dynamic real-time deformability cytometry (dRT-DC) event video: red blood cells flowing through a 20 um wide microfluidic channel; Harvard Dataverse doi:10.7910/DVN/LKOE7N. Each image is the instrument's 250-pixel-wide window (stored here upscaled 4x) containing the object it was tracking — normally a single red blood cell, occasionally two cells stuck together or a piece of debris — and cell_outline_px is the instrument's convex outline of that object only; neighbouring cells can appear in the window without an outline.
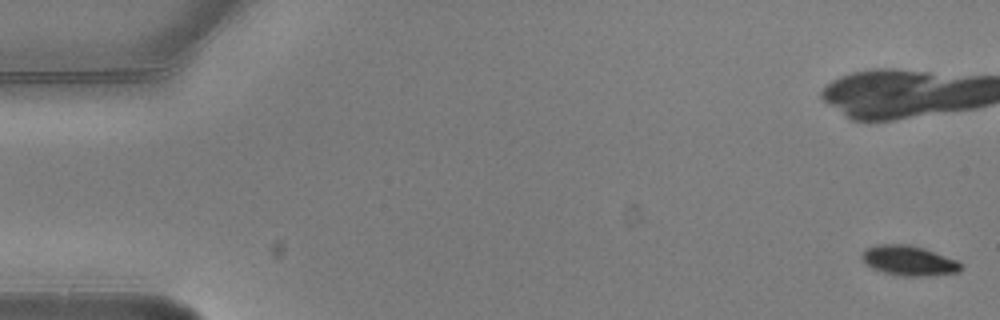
{"species": "common noctule bat (a hibernating species)", "species_latin": "Nyctalus noctula", "temperature_condition": "warm", "stored_images_in_passage": 7, "camera_frame_rate_fps": 3000, "um_per_image_px": 0.085, "animal": {"sex": "male", "body_mass_g": 20.5, "forearm_length_mm": 52.5}, "frame": {"image": 1, "passage_image": 1, "time_ms": 0.0, "image_size_px": [1000, 320], "cell_outline_px": [[964, 268], [960, 272], [928, 276], [900, 276], [884, 272], [872, 268], [860, 256], [868, 248], [876, 244], [912, 244], [924, 248], [956, 260]], "centroid_in_image_um": [77.28, 22.15], "position_along_channel_um": 7.7, "area_um2": 17.22}}